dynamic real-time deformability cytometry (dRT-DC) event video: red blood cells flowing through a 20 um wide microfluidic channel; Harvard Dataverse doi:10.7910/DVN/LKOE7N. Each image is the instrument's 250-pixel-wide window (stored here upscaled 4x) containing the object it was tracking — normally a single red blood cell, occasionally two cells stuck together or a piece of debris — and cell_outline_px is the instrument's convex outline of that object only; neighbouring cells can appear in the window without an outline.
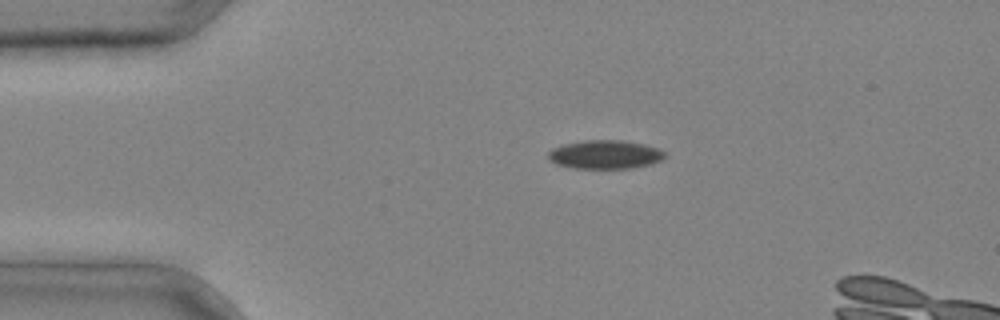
{"species": "common noctule bat (a hibernating species)", "species_latin": "Nyctalus noctula", "temperature_condition": "cold", "stored_images_in_passage": 3, "camera_frame_rate_fps": 3000, "um_per_image_px": 0.085, "animal": {"sex": "male", "body_mass_g": 20.4}, "frame": {"image": 1, "passage_image": 1, "time_ms": 0.0, "image_size_px": [1000, 320], "cell_outline_px": [[664, 156], [660, 160], [648, 164], [632, 168], [572, 168], [556, 164], [548, 160], [548, 152], [552, 148], [560, 144], [584, 140], [620, 140], [644, 144], [660, 148], [664, 152]], "centroid_in_image_um": [51.37, 13.12], "position_along_channel_um": 33.6, "area_um2": 19.54}}